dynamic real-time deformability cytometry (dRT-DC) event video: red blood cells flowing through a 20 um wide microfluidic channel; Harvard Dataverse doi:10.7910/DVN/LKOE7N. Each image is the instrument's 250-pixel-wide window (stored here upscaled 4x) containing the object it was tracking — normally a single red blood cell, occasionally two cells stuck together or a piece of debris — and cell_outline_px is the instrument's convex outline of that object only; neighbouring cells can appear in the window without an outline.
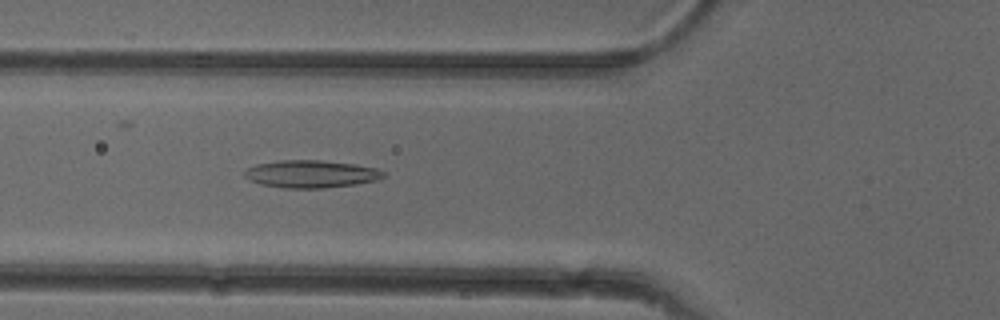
{"species": "common noctule bat (a hibernating species)", "species_latin": "Nyctalus noctula", "temperature_condition": "cold", "stored_images_in_passage": 48, "camera_frame_rate_fps": 3000, "um_per_image_px": 0.085, "animal": {"sex": "female"}, "frame": {"image": 1, "passage_image": 19, "time_ms": 6.0, "image_size_px": [1000, 320], "cell_outline_px": [[388, 176], [380, 180], [356, 184], [320, 188], [284, 188], [260, 184], [248, 180], [244, 176], [244, 172], [248, 168], [256, 164], [280, 160], [320, 160], [356, 164], [380, 168], [388, 172]], "centroid_in_image_um": [26.53, 14.78], "position_along_channel_um": 99.3, "area_um2": 22.72}}
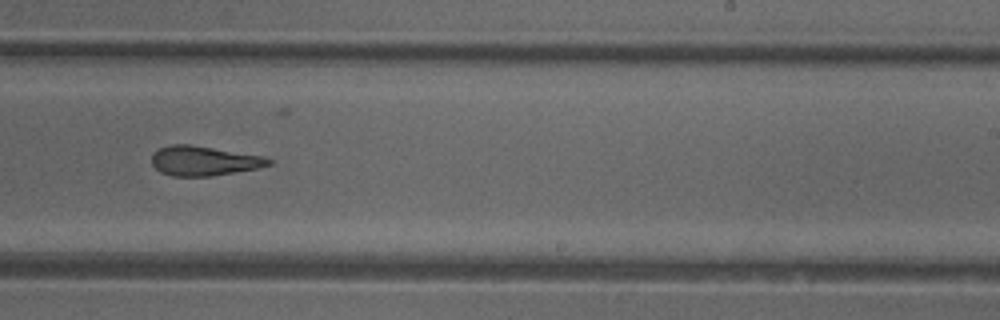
{"frame": {"image": 2, "passage_image": 32, "time_ms": 10.333, "image_size_px": [1000, 320], "cell_outline_px": [[272, 164], [260, 168], [212, 176], [172, 176], [160, 172], [152, 164], [152, 152], [160, 148], [172, 144], [192, 144], [264, 156], [272, 160]], "centroid_in_image_um": [17.35, 13.67], "position_along_channel_um": 271.7, "area_um2": 20.4}}
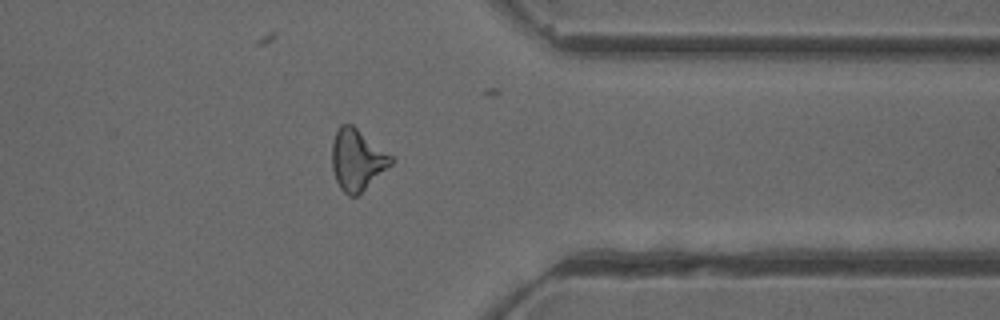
{"frame": {"image": 3, "passage_image": 41, "time_ms": 13.333, "image_size_px": [1000, 320], "cell_outline_px": [[396, 160], [392, 164], [356, 196], [348, 196], [340, 188], [336, 180], [332, 168], [332, 144], [336, 132], [340, 124], [352, 124], [392, 156]], "centroid_in_image_um": [30.35, 13.57], "position_along_channel_um": 381.1, "area_um2": 20.81}, "authors_computed_cell_mechanics": {"area_um2": 20.9525, "velocity_mm_per_s": 3.9687, "shape_relaxation_time_tau1_ms": null, "shape_relaxation_time_tau2_ms": 4.5444, "deformation_change_tau1": null, "deformation_change_tau2": 0.1606}}